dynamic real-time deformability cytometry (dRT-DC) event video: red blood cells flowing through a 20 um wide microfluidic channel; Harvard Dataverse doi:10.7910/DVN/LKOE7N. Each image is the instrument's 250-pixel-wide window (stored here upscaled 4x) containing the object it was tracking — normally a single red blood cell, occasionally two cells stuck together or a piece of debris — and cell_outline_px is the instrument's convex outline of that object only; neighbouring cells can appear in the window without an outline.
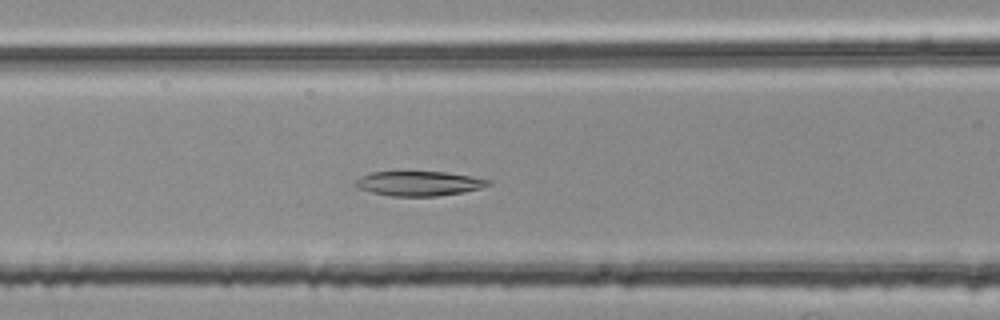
{"species": "common noctule bat (a hibernating species)", "species_latin": "Nyctalus noctula", "temperature_condition": "room temperature", "stored_images_in_passage": 43, "camera_frame_rate_fps": 3000, "um_per_image_px": 0.085, "animal": {"sex": "female", "body_mass_g": 25.1}, "frame": {"image": 1, "passage_image": 13, "time_ms": 4.0, "image_size_px": [1000, 320], "cell_outline_px": [[492, 184], [480, 188], [464, 192], [436, 196], [388, 196], [356, 188], [356, 180], [360, 176], [372, 172], [448, 172], [472, 176], [492, 180]], "centroid_in_image_um": [35.64, 15.59], "position_along_channel_um": 131.0, "area_um2": 19.13}}
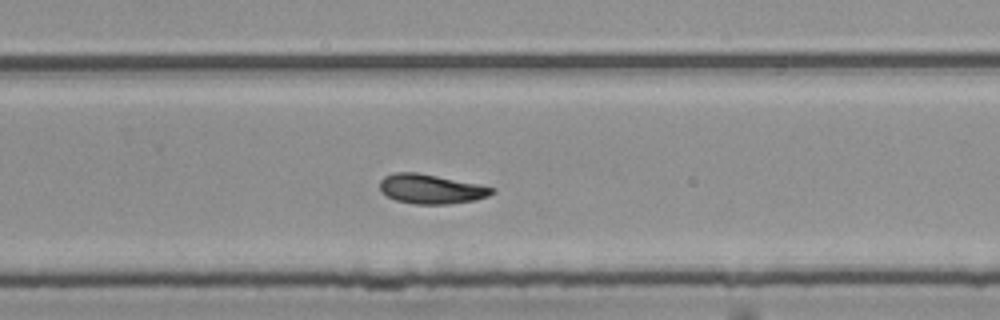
{"frame": {"image": 2, "passage_image": 26, "time_ms": 8.333, "image_size_px": [1000, 320], "cell_outline_px": [[496, 192], [488, 196], [476, 200], [448, 204], [416, 204], [396, 200], [388, 196], [380, 188], [380, 180], [384, 176], [396, 172], [416, 172], [496, 188]], "centroid_in_image_um": [36.66, 16.07], "position_along_channel_um": 293.1, "area_um2": 19.02}}
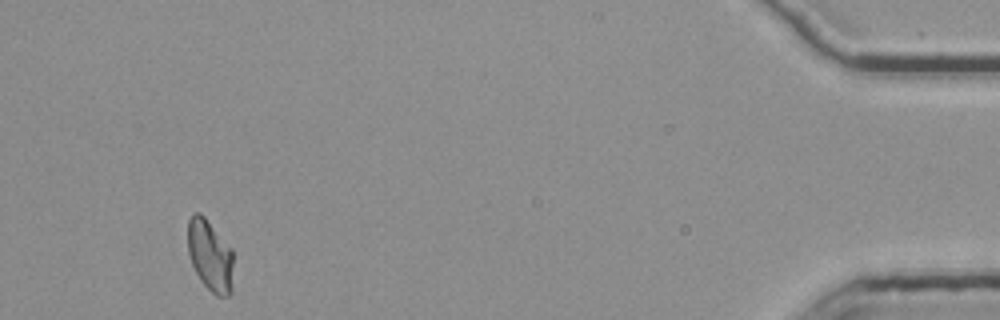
{"frame": {"image": 3, "passage_image": 42, "time_ms": 13.667, "image_size_px": [1000, 320], "cell_outline_px": [[232, 292], [228, 296], [216, 296], [200, 280], [192, 264], [188, 252], [188, 220], [192, 212], [200, 212], [204, 216], [232, 248]], "centroid_in_image_um": [17.85, 21.7], "position_along_channel_um": 417.3, "area_um2": 19.02}}